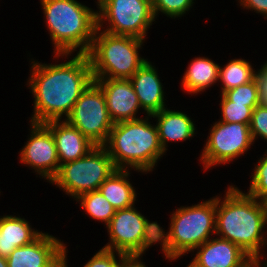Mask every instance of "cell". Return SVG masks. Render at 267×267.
<instances>
[{
  "instance_id": "obj_31",
  "label": "cell",
  "mask_w": 267,
  "mask_h": 267,
  "mask_svg": "<svg viewBox=\"0 0 267 267\" xmlns=\"http://www.w3.org/2000/svg\"><path fill=\"white\" fill-rule=\"evenodd\" d=\"M242 7L255 10L267 19V0H239Z\"/></svg>"
},
{
  "instance_id": "obj_1",
  "label": "cell",
  "mask_w": 267,
  "mask_h": 267,
  "mask_svg": "<svg viewBox=\"0 0 267 267\" xmlns=\"http://www.w3.org/2000/svg\"><path fill=\"white\" fill-rule=\"evenodd\" d=\"M29 86L34 95L31 123H45L68 117L80 95L94 81L89 59L79 54L60 64L32 62Z\"/></svg>"
},
{
  "instance_id": "obj_22",
  "label": "cell",
  "mask_w": 267,
  "mask_h": 267,
  "mask_svg": "<svg viewBox=\"0 0 267 267\" xmlns=\"http://www.w3.org/2000/svg\"><path fill=\"white\" fill-rule=\"evenodd\" d=\"M244 59H233L228 64L219 67V80L222 81V93L248 84L254 79L255 71L252 66Z\"/></svg>"
},
{
  "instance_id": "obj_24",
  "label": "cell",
  "mask_w": 267,
  "mask_h": 267,
  "mask_svg": "<svg viewBox=\"0 0 267 267\" xmlns=\"http://www.w3.org/2000/svg\"><path fill=\"white\" fill-rule=\"evenodd\" d=\"M221 114L225 123H243L250 125L253 109L245 104L233 103L221 94Z\"/></svg>"
},
{
  "instance_id": "obj_3",
  "label": "cell",
  "mask_w": 267,
  "mask_h": 267,
  "mask_svg": "<svg viewBox=\"0 0 267 267\" xmlns=\"http://www.w3.org/2000/svg\"><path fill=\"white\" fill-rule=\"evenodd\" d=\"M55 54L65 56L79 48L86 54L98 28L97 12L75 0H40Z\"/></svg>"
},
{
  "instance_id": "obj_23",
  "label": "cell",
  "mask_w": 267,
  "mask_h": 267,
  "mask_svg": "<svg viewBox=\"0 0 267 267\" xmlns=\"http://www.w3.org/2000/svg\"><path fill=\"white\" fill-rule=\"evenodd\" d=\"M76 200L81 202V207L85 208L92 218L105 222L106 226L116 211L99 190L83 193Z\"/></svg>"
},
{
  "instance_id": "obj_18",
  "label": "cell",
  "mask_w": 267,
  "mask_h": 267,
  "mask_svg": "<svg viewBox=\"0 0 267 267\" xmlns=\"http://www.w3.org/2000/svg\"><path fill=\"white\" fill-rule=\"evenodd\" d=\"M163 108L160 112L151 115L157 118V129L159 141L162 149L166 152V143L168 141H182L193 137L195 134V124L187 114L179 111L166 110Z\"/></svg>"
},
{
  "instance_id": "obj_12",
  "label": "cell",
  "mask_w": 267,
  "mask_h": 267,
  "mask_svg": "<svg viewBox=\"0 0 267 267\" xmlns=\"http://www.w3.org/2000/svg\"><path fill=\"white\" fill-rule=\"evenodd\" d=\"M31 124L32 134L20 152V160L50 182L60 168L55 140L52 132L43 123Z\"/></svg>"
},
{
  "instance_id": "obj_19",
  "label": "cell",
  "mask_w": 267,
  "mask_h": 267,
  "mask_svg": "<svg viewBox=\"0 0 267 267\" xmlns=\"http://www.w3.org/2000/svg\"><path fill=\"white\" fill-rule=\"evenodd\" d=\"M42 232L31 229L24 218L7 215L0 218V256L7 258L15 248L28 245Z\"/></svg>"
},
{
  "instance_id": "obj_34",
  "label": "cell",
  "mask_w": 267,
  "mask_h": 267,
  "mask_svg": "<svg viewBox=\"0 0 267 267\" xmlns=\"http://www.w3.org/2000/svg\"><path fill=\"white\" fill-rule=\"evenodd\" d=\"M0 267H8L7 265V258L0 256Z\"/></svg>"
},
{
  "instance_id": "obj_10",
  "label": "cell",
  "mask_w": 267,
  "mask_h": 267,
  "mask_svg": "<svg viewBox=\"0 0 267 267\" xmlns=\"http://www.w3.org/2000/svg\"><path fill=\"white\" fill-rule=\"evenodd\" d=\"M65 120L96 146L105 145L113 128L102 89L93 81L74 104Z\"/></svg>"
},
{
  "instance_id": "obj_32",
  "label": "cell",
  "mask_w": 267,
  "mask_h": 267,
  "mask_svg": "<svg viewBox=\"0 0 267 267\" xmlns=\"http://www.w3.org/2000/svg\"><path fill=\"white\" fill-rule=\"evenodd\" d=\"M119 267H146L145 264L139 261V257H127Z\"/></svg>"
},
{
  "instance_id": "obj_5",
  "label": "cell",
  "mask_w": 267,
  "mask_h": 267,
  "mask_svg": "<svg viewBox=\"0 0 267 267\" xmlns=\"http://www.w3.org/2000/svg\"><path fill=\"white\" fill-rule=\"evenodd\" d=\"M169 232L159 227V242L166 258L175 260L210 239L216 231V197L171 214Z\"/></svg>"
},
{
  "instance_id": "obj_33",
  "label": "cell",
  "mask_w": 267,
  "mask_h": 267,
  "mask_svg": "<svg viewBox=\"0 0 267 267\" xmlns=\"http://www.w3.org/2000/svg\"><path fill=\"white\" fill-rule=\"evenodd\" d=\"M65 254L53 267H68L66 262V256Z\"/></svg>"
},
{
  "instance_id": "obj_20",
  "label": "cell",
  "mask_w": 267,
  "mask_h": 267,
  "mask_svg": "<svg viewBox=\"0 0 267 267\" xmlns=\"http://www.w3.org/2000/svg\"><path fill=\"white\" fill-rule=\"evenodd\" d=\"M128 176L127 169H116L98 189L116 210L132 207L136 201L137 195Z\"/></svg>"
},
{
  "instance_id": "obj_25",
  "label": "cell",
  "mask_w": 267,
  "mask_h": 267,
  "mask_svg": "<svg viewBox=\"0 0 267 267\" xmlns=\"http://www.w3.org/2000/svg\"><path fill=\"white\" fill-rule=\"evenodd\" d=\"M223 95L233 103L245 104L253 110L260 104L258 88L253 79L245 85L238 86L223 93Z\"/></svg>"
},
{
  "instance_id": "obj_21",
  "label": "cell",
  "mask_w": 267,
  "mask_h": 267,
  "mask_svg": "<svg viewBox=\"0 0 267 267\" xmlns=\"http://www.w3.org/2000/svg\"><path fill=\"white\" fill-rule=\"evenodd\" d=\"M219 65L211 59L197 57L189 64L184 73L182 85L188 93L197 94L219 80Z\"/></svg>"
},
{
  "instance_id": "obj_29",
  "label": "cell",
  "mask_w": 267,
  "mask_h": 267,
  "mask_svg": "<svg viewBox=\"0 0 267 267\" xmlns=\"http://www.w3.org/2000/svg\"><path fill=\"white\" fill-rule=\"evenodd\" d=\"M115 253L120 257V262H117ZM126 258L125 255L119 252L102 248L84 265V267H119Z\"/></svg>"
},
{
  "instance_id": "obj_28",
  "label": "cell",
  "mask_w": 267,
  "mask_h": 267,
  "mask_svg": "<svg viewBox=\"0 0 267 267\" xmlns=\"http://www.w3.org/2000/svg\"><path fill=\"white\" fill-rule=\"evenodd\" d=\"M250 133L253 142L257 136L267 140V105L259 104L253 110Z\"/></svg>"
},
{
  "instance_id": "obj_17",
  "label": "cell",
  "mask_w": 267,
  "mask_h": 267,
  "mask_svg": "<svg viewBox=\"0 0 267 267\" xmlns=\"http://www.w3.org/2000/svg\"><path fill=\"white\" fill-rule=\"evenodd\" d=\"M133 84L138 101L143 110L151 116L165 108L163 85L157 70L146 62L129 79Z\"/></svg>"
},
{
  "instance_id": "obj_9",
  "label": "cell",
  "mask_w": 267,
  "mask_h": 267,
  "mask_svg": "<svg viewBox=\"0 0 267 267\" xmlns=\"http://www.w3.org/2000/svg\"><path fill=\"white\" fill-rule=\"evenodd\" d=\"M98 28L106 19V31L114 35H128L145 40L146 31L155 21L150 3L142 0H98ZM104 20V21H103Z\"/></svg>"
},
{
  "instance_id": "obj_15",
  "label": "cell",
  "mask_w": 267,
  "mask_h": 267,
  "mask_svg": "<svg viewBox=\"0 0 267 267\" xmlns=\"http://www.w3.org/2000/svg\"><path fill=\"white\" fill-rule=\"evenodd\" d=\"M93 79L104 93L108 113L114 124L139 119L136 113L141 106L129 79Z\"/></svg>"
},
{
  "instance_id": "obj_2",
  "label": "cell",
  "mask_w": 267,
  "mask_h": 267,
  "mask_svg": "<svg viewBox=\"0 0 267 267\" xmlns=\"http://www.w3.org/2000/svg\"><path fill=\"white\" fill-rule=\"evenodd\" d=\"M220 201L216 197L215 234L239 246L256 263L260 262L259 249L267 245L262 234L267 223V202L258 201L232 185Z\"/></svg>"
},
{
  "instance_id": "obj_7",
  "label": "cell",
  "mask_w": 267,
  "mask_h": 267,
  "mask_svg": "<svg viewBox=\"0 0 267 267\" xmlns=\"http://www.w3.org/2000/svg\"><path fill=\"white\" fill-rule=\"evenodd\" d=\"M159 224L150 222L134 206L118 209L107 225L110 243L103 248L126 257L142 256L153 243L159 242Z\"/></svg>"
},
{
  "instance_id": "obj_4",
  "label": "cell",
  "mask_w": 267,
  "mask_h": 267,
  "mask_svg": "<svg viewBox=\"0 0 267 267\" xmlns=\"http://www.w3.org/2000/svg\"><path fill=\"white\" fill-rule=\"evenodd\" d=\"M148 118L113 125L103 147L117 169L129 166L142 172L153 171L157 160L165 153L159 141L157 126L150 124Z\"/></svg>"
},
{
  "instance_id": "obj_35",
  "label": "cell",
  "mask_w": 267,
  "mask_h": 267,
  "mask_svg": "<svg viewBox=\"0 0 267 267\" xmlns=\"http://www.w3.org/2000/svg\"><path fill=\"white\" fill-rule=\"evenodd\" d=\"M262 69L267 73V63H265V65L262 66Z\"/></svg>"
},
{
  "instance_id": "obj_30",
  "label": "cell",
  "mask_w": 267,
  "mask_h": 267,
  "mask_svg": "<svg viewBox=\"0 0 267 267\" xmlns=\"http://www.w3.org/2000/svg\"><path fill=\"white\" fill-rule=\"evenodd\" d=\"M254 80L256 81L258 88V95L260 104H267V73L261 68L254 75Z\"/></svg>"
},
{
  "instance_id": "obj_8",
  "label": "cell",
  "mask_w": 267,
  "mask_h": 267,
  "mask_svg": "<svg viewBox=\"0 0 267 267\" xmlns=\"http://www.w3.org/2000/svg\"><path fill=\"white\" fill-rule=\"evenodd\" d=\"M116 169L105 147L96 146L84 157L61 164L50 182L67 195L77 198L83 193L98 190Z\"/></svg>"
},
{
  "instance_id": "obj_27",
  "label": "cell",
  "mask_w": 267,
  "mask_h": 267,
  "mask_svg": "<svg viewBox=\"0 0 267 267\" xmlns=\"http://www.w3.org/2000/svg\"><path fill=\"white\" fill-rule=\"evenodd\" d=\"M193 3V0H154L152 8L155 18L160 12L176 18L185 14Z\"/></svg>"
},
{
  "instance_id": "obj_26",
  "label": "cell",
  "mask_w": 267,
  "mask_h": 267,
  "mask_svg": "<svg viewBox=\"0 0 267 267\" xmlns=\"http://www.w3.org/2000/svg\"><path fill=\"white\" fill-rule=\"evenodd\" d=\"M253 172L248 194L259 201L267 202V152L258 160Z\"/></svg>"
},
{
  "instance_id": "obj_6",
  "label": "cell",
  "mask_w": 267,
  "mask_h": 267,
  "mask_svg": "<svg viewBox=\"0 0 267 267\" xmlns=\"http://www.w3.org/2000/svg\"><path fill=\"white\" fill-rule=\"evenodd\" d=\"M99 31L101 29L97 28L86 53L93 78L130 79L146 62L138 54L143 39Z\"/></svg>"
},
{
  "instance_id": "obj_13",
  "label": "cell",
  "mask_w": 267,
  "mask_h": 267,
  "mask_svg": "<svg viewBox=\"0 0 267 267\" xmlns=\"http://www.w3.org/2000/svg\"><path fill=\"white\" fill-rule=\"evenodd\" d=\"M66 246L48 233L28 245L17 247L7 257L8 267H53L65 254Z\"/></svg>"
},
{
  "instance_id": "obj_11",
  "label": "cell",
  "mask_w": 267,
  "mask_h": 267,
  "mask_svg": "<svg viewBox=\"0 0 267 267\" xmlns=\"http://www.w3.org/2000/svg\"><path fill=\"white\" fill-rule=\"evenodd\" d=\"M211 128L200 159L205 170L214 165L230 163L253 144L248 124L219 121Z\"/></svg>"
},
{
  "instance_id": "obj_14",
  "label": "cell",
  "mask_w": 267,
  "mask_h": 267,
  "mask_svg": "<svg viewBox=\"0 0 267 267\" xmlns=\"http://www.w3.org/2000/svg\"><path fill=\"white\" fill-rule=\"evenodd\" d=\"M196 249L187 267H261L239 246L222 238L209 239Z\"/></svg>"
},
{
  "instance_id": "obj_36",
  "label": "cell",
  "mask_w": 267,
  "mask_h": 267,
  "mask_svg": "<svg viewBox=\"0 0 267 267\" xmlns=\"http://www.w3.org/2000/svg\"><path fill=\"white\" fill-rule=\"evenodd\" d=\"M142 1L147 2V3H150L151 5H153V1L154 0H142Z\"/></svg>"
},
{
  "instance_id": "obj_16",
  "label": "cell",
  "mask_w": 267,
  "mask_h": 267,
  "mask_svg": "<svg viewBox=\"0 0 267 267\" xmlns=\"http://www.w3.org/2000/svg\"><path fill=\"white\" fill-rule=\"evenodd\" d=\"M43 124L52 132L60 165L80 159L96 147L80 130L66 120L61 123L59 120H51Z\"/></svg>"
}]
</instances>
